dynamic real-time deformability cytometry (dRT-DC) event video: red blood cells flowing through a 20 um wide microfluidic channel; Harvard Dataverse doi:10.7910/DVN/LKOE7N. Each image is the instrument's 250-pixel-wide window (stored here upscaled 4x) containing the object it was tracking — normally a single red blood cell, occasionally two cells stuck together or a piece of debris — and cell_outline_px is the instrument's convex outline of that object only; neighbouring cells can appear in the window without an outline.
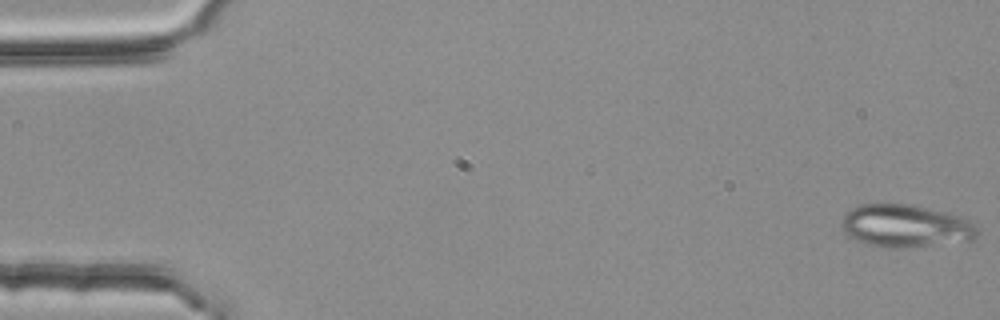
{"species": "common noctule bat (a hibernating species)", "species_latin": "Nyctalus noctula", "temperature_condition": "room temperature", "stored_images_in_passage": 53, "camera_frame_rate_fps": 3000, "um_per_image_px": 0.085, "animal": {"sex": "female", "body_mass_g": 25.1}, "frame": {"image": 1, "passage_image": 1, "time_ms": 0.0, "image_size_px": [1000, 320], "cell_outline_px": [[980, 232], [972, 240], [904, 248], [868, 244], [856, 240], [848, 236], [840, 228], [840, 220], [852, 208], [860, 204], [912, 204], [960, 216], [968, 220]], "centroid_in_image_um": [76.94, 19.2], "position_along_channel_um": 8.1, "area_um2": 33.52}}
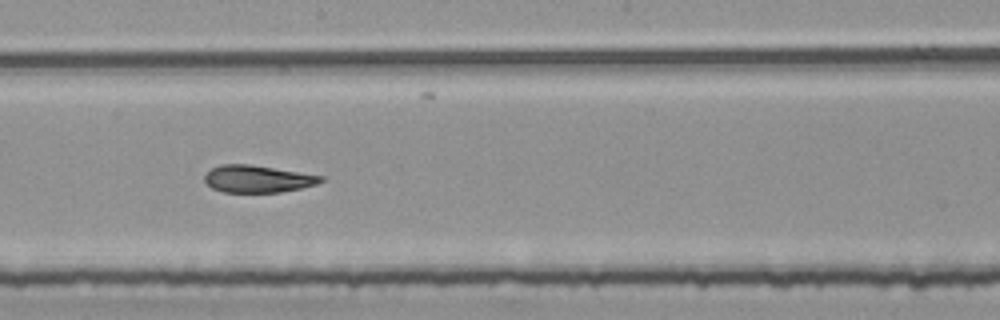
{"frame": {"image": 2, "passage_image": 30, "time_ms": 9.667, "image_size_px": [1000, 320], "cell_outline_px": [[324, 180], [316, 184], [300, 188], [280, 192], [224, 192], [212, 188], [204, 180], [204, 176], [212, 168], [220, 164], [248, 164], [324, 176]], "centroid_in_image_um": [21.88, 15.2], "position_along_channel_um": 226.3, "area_um2": 18.21}}
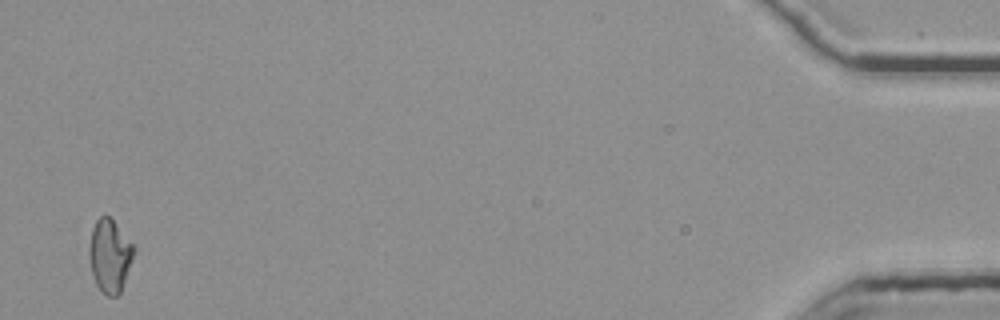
{"frame": {"image": 3, "passage_image": 53, "time_ms": 17.333, "image_size_px": [1000, 320], "cell_outline_px": [[136, 252], [120, 292], [116, 296], [108, 296], [96, 284], [92, 272], [88, 252], [88, 248], [92, 228], [96, 220], [104, 212], [112, 220], [136, 248]], "centroid_in_image_um": [9.33, 21.71], "position_along_channel_um": 425.9, "area_um2": 18.9}, "authors_computed_cell_mechanics": {"area_um2": 19.3052, "velocity_mm_per_s": 3.8069, "shape_relaxation_time_tau1_ms": null, "shape_relaxation_time_tau2_ms": 3.4257, "deformation_change_tau1": null, "deformation_change_tau2": 0.1015}}